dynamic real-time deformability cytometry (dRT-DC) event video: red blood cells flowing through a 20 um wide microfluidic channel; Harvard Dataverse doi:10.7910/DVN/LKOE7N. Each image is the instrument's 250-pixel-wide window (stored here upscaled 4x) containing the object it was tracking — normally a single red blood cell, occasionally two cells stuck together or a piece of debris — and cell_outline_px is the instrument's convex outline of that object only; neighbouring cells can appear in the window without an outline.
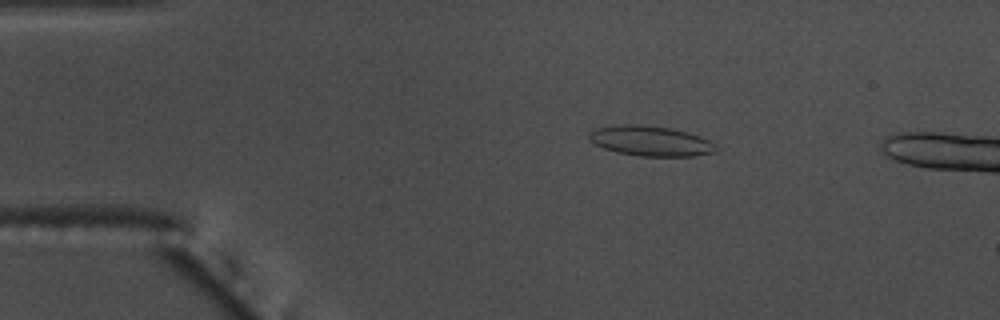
{"species": "common noctule bat (a hibernating species)", "species_latin": "Nyctalus noctula", "temperature_condition": "warm", "stored_images_in_passage": 52, "camera_frame_rate_fps": 3000, "um_per_image_px": 0.085, "animal": {"sex": "male", "body_mass_g": 17.5, "forearm_length_mm": 52.3}, "frame": {"image": 1, "passage_image": 9, "time_ms": 2.667, "image_size_px": [1000, 320], "cell_outline_px": [[716, 152], [692, 156], [640, 156], [616, 152], [604, 148], [588, 140], [588, 132], [596, 128], [620, 124], [640, 124], [668, 128], [700, 136], [708, 140], [712, 144]], "centroid_in_image_um": [55.21, 11.98], "position_along_channel_um": 29.8, "area_um2": 22.02}}
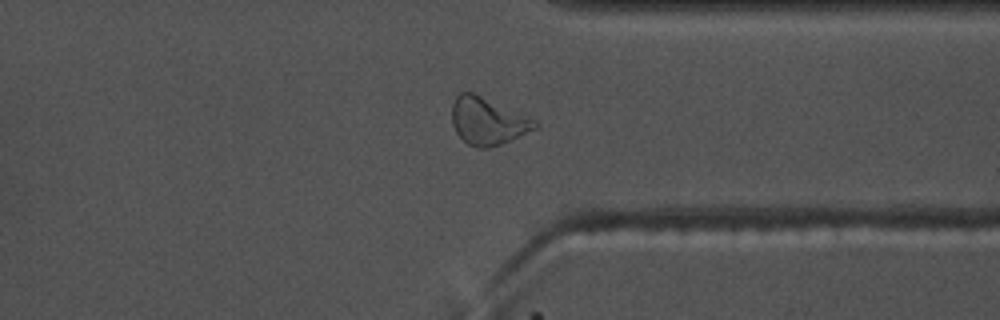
{"frame": {"image": 2, "passage_image": 41, "time_ms": 13.333, "image_size_px": [1000, 320], "cell_outline_px": [[540, 124], [536, 128], [500, 144], [488, 148], [480, 148], [468, 144], [456, 132], [452, 124], [452, 104], [456, 96], [460, 92], [472, 92], [536, 120]], "centroid_in_image_um": [41.42, 10.29], "position_along_channel_um": 370.0, "area_um2": 22.43}}
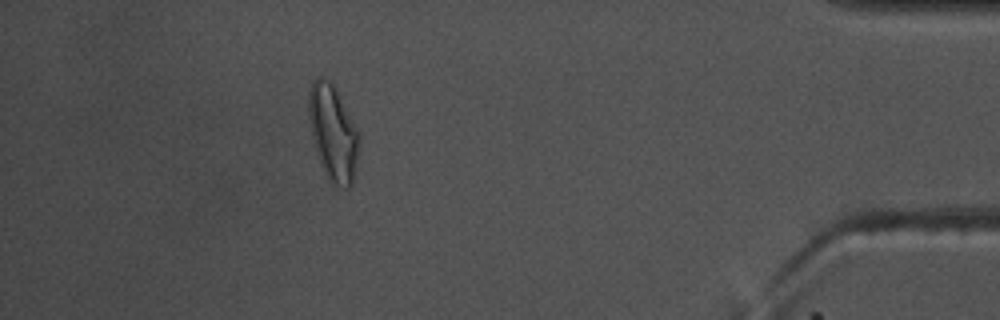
{"frame": {"image": 3, "passage_image": 48, "time_ms": 15.667, "image_size_px": [1000, 320], "cell_outline_px": [[360, 144], [356, 172], [352, 184], [348, 188], [344, 188], [332, 184], [324, 172], [312, 136], [308, 116], [308, 92], [312, 80], [316, 76], [320, 76], [328, 80], [336, 88], [360, 132]], "centroid_in_image_um": [28.33, 11.27], "position_along_channel_um": 406.9, "area_um2": 28.55}, "authors_computed_cell_mechanics": {"area_um2": 20.9525, "velocity_mm_per_s": 3.7196, "shape_relaxation_time_tau1_ms": null, "shape_relaxation_time_tau2_ms": 1.3621, "deformation_change_tau1": null, "deformation_change_tau2": 0.096}}